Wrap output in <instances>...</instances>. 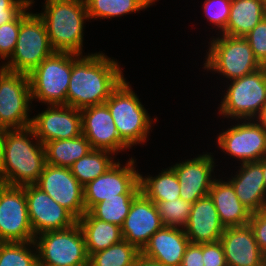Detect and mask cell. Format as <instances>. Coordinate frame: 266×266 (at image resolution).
I'll return each instance as SVG.
<instances>
[{
  "instance_id": "b9f144b4",
  "label": "cell",
  "mask_w": 266,
  "mask_h": 266,
  "mask_svg": "<svg viewBox=\"0 0 266 266\" xmlns=\"http://www.w3.org/2000/svg\"><path fill=\"white\" fill-rule=\"evenodd\" d=\"M134 266H165V265L158 261L145 257L140 253L139 256L136 258Z\"/></svg>"
},
{
  "instance_id": "f6af8a7d",
  "label": "cell",
  "mask_w": 266,
  "mask_h": 266,
  "mask_svg": "<svg viewBox=\"0 0 266 266\" xmlns=\"http://www.w3.org/2000/svg\"><path fill=\"white\" fill-rule=\"evenodd\" d=\"M262 165L263 178H264V189L266 192V157L258 161Z\"/></svg>"
},
{
  "instance_id": "5b68a950",
  "label": "cell",
  "mask_w": 266,
  "mask_h": 266,
  "mask_svg": "<svg viewBox=\"0 0 266 266\" xmlns=\"http://www.w3.org/2000/svg\"><path fill=\"white\" fill-rule=\"evenodd\" d=\"M35 1L20 14V29L13 54L2 68L29 75L44 59L55 51L52 48L43 20L31 9ZM30 11V12H28Z\"/></svg>"
},
{
  "instance_id": "d6a6232c",
  "label": "cell",
  "mask_w": 266,
  "mask_h": 266,
  "mask_svg": "<svg viewBox=\"0 0 266 266\" xmlns=\"http://www.w3.org/2000/svg\"><path fill=\"white\" fill-rule=\"evenodd\" d=\"M139 194H120V198H112L95 204L88 212L95 218L119 225H123L129 213L133 200Z\"/></svg>"
},
{
  "instance_id": "7402d4cb",
  "label": "cell",
  "mask_w": 266,
  "mask_h": 266,
  "mask_svg": "<svg viewBox=\"0 0 266 266\" xmlns=\"http://www.w3.org/2000/svg\"><path fill=\"white\" fill-rule=\"evenodd\" d=\"M189 243L184 229L164 226L150 237L141 254L165 266H180Z\"/></svg>"
},
{
  "instance_id": "d590c367",
  "label": "cell",
  "mask_w": 266,
  "mask_h": 266,
  "mask_svg": "<svg viewBox=\"0 0 266 266\" xmlns=\"http://www.w3.org/2000/svg\"><path fill=\"white\" fill-rule=\"evenodd\" d=\"M20 29V15L0 26V60H8L14 52Z\"/></svg>"
},
{
  "instance_id": "30bf717a",
  "label": "cell",
  "mask_w": 266,
  "mask_h": 266,
  "mask_svg": "<svg viewBox=\"0 0 266 266\" xmlns=\"http://www.w3.org/2000/svg\"><path fill=\"white\" fill-rule=\"evenodd\" d=\"M31 105L29 76L0 66V126L8 130L31 126Z\"/></svg>"
},
{
  "instance_id": "7c38bea8",
  "label": "cell",
  "mask_w": 266,
  "mask_h": 266,
  "mask_svg": "<svg viewBox=\"0 0 266 266\" xmlns=\"http://www.w3.org/2000/svg\"><path fill=\"white\" fill-rule=\"evenodd\" d=\"M237 122L217 135L220 150L237 158L240 164L266 157V129L256 119Z\"/></svg>"
},
{
  "instance_id": "6da1fadb",
  "label": "cell",
  "mask_w": 266,
  "mask_h": 266,
  "mask_svg": "<svg viewBox=\"0 0 266 266\" xmlns=\"http://www.w3.org/2000/svg\"><path fill=\"white\" fill-rule=\"evenodd\" d=\"M122 70L118 61L105 53H73L67 106L81 110L105 103L124 79Z\"/></svg>"
},
{
  "instance_id": "7a4b0ae2",
  "label": "cell",
  "mask_w": 266,
  "mask_h": 266,
  "mask_svg": "<svg viewBox=\"0 0 266 266\" xmlns=\"http://www.w3.org/2000/svg\"><path fill=\"white\" fill-rule=\"evenodd\" d=\"M45 164L44 144L36 138L31 126L7 131L0 165L3 184L35 185Z\"/></svg>"
},
{
  "instance_id": "d4e9b609",
  "label": "cell",
  "mask_w": 266,
  "mask_h": 266,
  "mask_svg": "<svg viewBox=\"0 0 266 266\" xmlns=\"http://www.w3.org/2000/svg\"><path fill=\"white\" fill-rule=\"evenodd\" d=\"M77 223L82 229L88 256L123 240L119 225L101 221L88 211L77 220Z\"/></svg>"
},
{
  "instance_id": "3957f363",
  "label": "cell",
  "mask_w": 266,
  "mask_h": 266,
  "mask_svg": "<svg viewBox=\"0 0 266 266\" xmlns=\"http://www.w3.org/2000/svg\"><path fill=\"white\" fill-rule=\"evenodd\" d=\"M39 17L43 20L55 52L82 55L85 20L89 21L85 0H44Z\"/></svg>"
},
{
  "instance_id": "4dcf8cb0",
  "label": "cell",
  "mask_w": 266,
  "mask_h": 266,
  "mask_svg": "<svg viewBox=\"0 0 266 266\" xmlns=\"http://www.w3.org/2000/svg\"><path fill=\"white\" fill-rule=\"evenodd\" d=\"M141 252L126 240L89 256L88 266H134Z\"/></svg>"
},
{
  "instance_id": "7dc6e473",
  "label": "cell",
  "mask_w": 266,
  "mask_h": 266,
  "mask_svg": "<svg viewBox=\"0 0 266 266\" xmlns=\"http://www.w3.org/2000/svg\"><path fill=\"white\" fill-rule=\"evenodd\" d=\"M151 5L155 3L157 0H147Z\"/></svg>"
},
{
  "instance_id": "ee69618b",
  "label": "cell",
  "mask_w": 266,
  "mask_h": 266,
  "mask_svg": "<svg viewBox=\"0 0 266 266\" xmlns=\"http://www.w3.org/2000/svg\"><path fill=\"white\" fill-rule=\"evenodd\" d=\"M256 120L266 129V106L261 110Z\"/></svg>"
},
{
  "instance_id": "ba28073f",
  "label": "cell",
  "mask_w": 266,
  "mask_h": 266,
  "mask_svg": "<svg viewBox=\"0 0 266 266\" xmlns=\"http://www.w3.org/2000/svg\"><path fill=\"white\" fill-rule=\"evenodd\" d=\"M73 65V53L54 52L28 76L32 101L45 105H67V90Z\"/></svg>"
},
{
  "instance_id": "836d02e7",
  "label": "cell",
  "mask_w": 266,
  "mask_h": 266,
  "mask_svg": "<svg viewBox=\"0 0 266 266\" xmlns=\"http://www.w3.org/2000/svg\"><path fill=\"white\" fill-rule=\"evenodd\" d=\"M192 203L178 198L170 201L157 202L160 218L164 226L184 229L192 209Z\"/></svg>"
},
{
  "instance_id": "e575fe53",
  "label": "cell",
  "mask_w": 266,
  "mask_h": 266,
  "mask_svg": "<svg viewBox=\"0 0 266 266\" xmlns=\"http://www.w3.org/2000/svg\"><path fill=\"white\" fill-rule=\"evenodd\" d=\"M232 0H205L203 3V14L210 24L217 27L221 34L227 26Z\"/></svg>"
},
{
  "instance_id": "ffe728a7",
  "label": "cell",
  "mask_w": 266,
  "mask_h": 266,
  "mask_svg": "<svg viewBox=\"0 0 266 266\" xmlns=\"http://www.w3.org/2000/svg\"><path fill=\"white\" fill-rule=\"evenodd\" d=\"M220 242L227 266H263L264 252L258 247L249 224L225 228Z\"/></svg>"
},
{
  "instance_id": "1f68e13d",
  "label": "cell",
  "mask_w": 266,
  "mask_h": 266,
  "mask_svg": "<svg viewBox=\"0 0 266 266\" xmlns=\"http://www.w3.org/2000/svg\"><path fill=\"white\" fill-rule=\"evenodd\" d=\"M38 253L34 241L0 242V266H37Z\"/></svg>"
},
{
  "instance_id": "c3c4849f",
  "label": "cell",
  "mask_w": 266,
  "mask_h": 266,
  "mask_svg": "<svg viewBox=\"0 0 266 266\" xmlns=\"http://www.w3.org/2000/svg\"><path fill=\"white\" fill-rule=\"evenodd\" d=\"M261 1L266 6V0H261Z\"/></svg>"
},
{
  "instance_id": "e0dca14e",
  "label": "cell",
  "mask_w": 266,
  "mask_h": 266,
  "mask_svg": "<svg viewBox=\"0 0 266 266\" xmlns=\"http://www.w3.org/2000/svg\"><path fill=\"white\" fill-rule=\"evenodd\" d=\"M211 154V152H206V154L203 152L202 155L170 166L178 177L181 199L193 204L208 195L216 179L212 176L216 163Z\"/></svg>"
},
{
  "instance_id": "7bdbcfd3",
  "label": "cell",
  "mask_w": 266,
  "mask_h": 266,
  "mask_svg": "<svg viewBox=\"0 0 266 266\" xmlns=\"http://www.w3.org/2000/svg\"><path fill=\"white\" fill-rule=\"evenodd\" d=\"M7 131L8 129H5L2 126H0V165H1L2 157H3L4 143H5Z\"/></svg>"
},
{
  "instance_id": "ac0fdd59",
  "label": "cell",
  "mask_w": 266,
  "mask_h": 266,
  "mask_svg": "<svg viewBox=\"0 0 266 266\" xmlns=\"http://www.w3.org/2000/svg\"><path fill=\"white\" fill-rule=\"evenodd\" d=\"M82 134L92 149L118 154L130 147L120 138L111 113L105 103L81 109Z\"/></svg>"
},
{
  "instance_id": "9c48e42d",
  "label": "cell",
  "mask_w": 266,
  "mask_h": 266,
  "mask_svg": "<svg viewBox=\"0 0 266 266\" xmlns=\"http://www.w3.org/2000/svg\"><path fill=\"white\" fill-rule=\"evenodd\" d=\"M38 263L43 266H88L85 238L78 223L70 228L41 233L34 239Z\"/></svg>"
},
{
  "instance_id": "44dd1931",
  "label": "cell",
  "mask_w": 266,
  "mask_h": 266,
  "mask_svg": "<svg viewBox=\"0 0 266 266\" xmlns=\"http://www.w3.org/2000/svg\"><path fill=\"white\" fill-rule=\"evenodd\" d=\"M184 230L190 243L193 244L220 241L225 227L222 225L215 204L209 195L193 203Z\"/></svg>"
},
{
  "instance_id": "277c9868",
  "label": "cell",
  "mask_w": 266,
  "mask_h": 266,
  "mask_svg": "<svg viewBox=\"0 0 266 266\" xmlns=\"http://www.w3.org/2000/svg\"><path fill=\"white\" fill-rule=\"evenodd\" d=\"M105 104L120 138L130 148L148 140L153 120L126 78L112 91Z\"/></svg>"
},
{
  "instance_id": "bcb514c9",
  "label": "cell",
  "mask_w": 266,
  "mask_h": 266,
  "mask_svg": "<svg viewBox=\"0 0 266 266\" xmlns=\"http://www.w3.org/2000/svg\"><path fill=\"white\" fill-rule=\"evenodd\" d=\"M263 266H266V252H264Z\"/></svg>"
},
{
  "instance_id": "5bb4252c",
  "label": "cell",
  "mask_w": 266,
  "mask_h": 266,
  "mask_svg": "<svg viewBox=\"0 0 266 266\" xmlns=\"http://www.w3.org/2000/svg\"><path fill=\"white\" fill-rule=\"evenodd\" d=\"M35 185L67 209L77 220L86 212L84 187L72 175L70 168L46 163Z\"/></svg>"
},
{
  "instance_id": "f546056e",
  "label": "cell",
  "mask_w": 266,
  "mask_h": 266,
  "mask_svg": "<svg viewBox=\"0 0 266 266\" xmlns=\"http://www.w3.org/2000/svg\"><path fill=\"white\" fill-rule=\"evenodd\" d=\"M88 17L92 19H112L123 15L147 10L151 4L147 0H85Z\"/></svg>"
},
{
  "instance_id": "74e56055",
  "label": "cell",
  "mask_w": 266,
  "mask_h": 266,
  "mask_svg": "<svg viewBox=\"0 0 266 266\" xmlns=\"http://www.w3.org/2000/svg\"><path fill=\"white\" fill-rule=\"evenodd\" d=\"M30 4L31 0H0V26L14 21Z\"/></svg>"
},
{
  "instance_id": "4316f807",
  "label": "cell",
  "mask_w": 266,
  "mask_h": 266,
  "mask_svg": "<svg viewBox=\"0 0 266 266\" xmlns=\"http://www.w3.org/2000/svg\"><path fill=\"white\" fill-rule=\"evenodd\" d=\"M44 148L47 164L67 168L92 150L83 134L76 138L46 142Z\"/></svg>"
},
{
  "instance_id": "8d00e7d4",
  "label": "cell",
  "mask_w": 266,
  "mask_h": 266,
  "mask_svg": "<svg viewBox=\"0 0 266 266\" xmlns=\"http://www.w3.org/2000/svg\"><path fill=\"white\" fill-rule=\"evenodd\" d=\"M255 58L266 66V17H264L247 35L244 36Z\"/></svg>"
},
{
  "instance_id": "d6986e66",
  "label": "cell",
  "mask_w": 266,
  "mask_h": 266,
  "mask_svg": "<svg viewBox=\"0 0 266 266\" xmlns=\"http://www.w3.org/2000/svg\"><path fill=\"white\" fill-rule=\"evenodd\" d=\"M163 227L156 204L141 192L133 200L121 226V233L124 240L141 252L150 237Z\"/></svg>"
},
{
  "instance_id": "8fae6325",
  "label": "cell",
  "mask_w": 266,
  "mask_h": 266,
  "mask_svg": "<svg viewBox=\"0 0 266 266\" xmlns=\"http://www.w3.org/2000/svg\"><path fill=\"white\" fill-rule=\"evenodd\" d=\"M136 160L128 159L126 165L120 161L111 166L105 173L84 186L85 210L89 211L95 204L112 198H120V194H140V173L135 166ZM122 166V167H121Z\"/></svg>"
},
{
  "instance_id": "52a82bcc",
  "label": "cell",
  "mask_w": 266,
  "mask_h": 266,
  "mask_svg": "<svg viewBox=\"0 0 266 266\" xmlns=\"http://www.w3.org/2000/svg\"><path fill=\"white\" fill-rule=\"evenodd\" d=\"M209 45L204 69L215 71L229 81L262 67L244 37L220 34L211 38Z\"/></svg>"
},
{
  "instance_id": "603a6c76",
  "label": "cell",
  "mask_w": 266,
  "mask_h": 266,
  "mask_svg": "<svg viewBox=\"0 0 266 266\" xmlns=\"http://www.w3.org/2000/svg\"><path fill=\"white\" fill-rule=\"evenodd\" d=\"M237 174L228 181L235 189L240 202L251 212L256 213L266 208V192L262 165L257 162L241 163Z\"/></svg>"
},
{
  "instance_id": "cb8c5ba5",
  "label": "cell",
  "mask_w": 266,
  "mask_h": 266,
  "mask_svg": "<svg viewBox=\"0 0 266 266\" xmlns=\"http://www.w3.org/2000/svg\"><path fill=\"white\" fill-rule=\"evenodd\" d=\"M225 228L249 224L251 212L240 202L232 184L222 178L215 179L208 193Z\"/></svg>"
},
{
  "instance_id": "8992f818",
  "label": "cell",
  "mask_w": 266,
  "mask_h": 266,
  "mask_svg": "<svg viewBox=\"0 0 266 266\" xmlns=\"http://www.w3.org/2000/svg\"><path fill=\"white\" fill-rule=\"evenodd\" d=\"M230 81L218 114L235 121L256 119L266 106V67Z\"/></svg>"
},
{
  "instance_id": "484cf974",
  "label": "cell",
  "mask_w": 266,
  "mask_h": 266,
  "mask_svg": "<svg viewBox=\"0 0 266 266\" xmlns=\"http://www.w3.org/2000/svg\"><path fill=\"white\" fill-rule=\"evenodd\" d=\"M264 17H266V6L261 0H232L229 20L221 34L244 37Z\"/></svg>"
},
{
  "instance_id": "4fadbf2b",
  "label": "cell",
  "mask_w": 266,
  "mask_h": 266,
  "mask_svg": "<svg viewBox=\"0 0 266 266\" xmlns=\"http://www.w3.org/2000/svg\"><path fill=\"white\" fill-rule=\"evenodd\" d=\"M23 187L0 186V242L34 241Z\"/></svg>"
},
{
  "instance_id": "f35d334b",
  "label": "cell",
  "mask_w": 266,
  "mask_h": 266,
  "mask_svg": "<svg viewBox=\"0 0 266 266\" xmlns=\"http://www.w3.org/2000/svg\"><path fill=\"white\" fill-rule=\"evenodd\" d=\"M204 266H227L224 248L220 241L202 243Z\"/></svg>"
},
{
  "instance_id": "60d3db41",
  "label": "cell",
  "mask_w": 266,
  "mask_h": 266,
  "mask_svg": "<svg viewBox=\"0 0 266 266\" xmlns=\"http://www.w3.org/2000/svg\"><path fill=\"white\" fill-rule=\"evenodd\" d=\"M202 244L189 243L180 266H204Z\"/></svg>"
},
{
  "instance_id": "2e32d148",
  "label": "cell",
  "mask_w": 266,
  "mask_h": 266,
  "mask_svg": "<svg viewBox=\"0 0 266 266\" xmlns=\"http://www.w3.org/2000/svg\"><path fill=\"white\" fill-rule=\"evenodd\" d=\"M32 117L31 127L42 143L76 138L82 134V115L79 109L67 105H48Z\"/></svg>"
},
{
  "instance_id": "ab89813d",
  "label": "cell",
  "mask_w": 266,
  "mask_h": 266,
  "mask_svg": "<svg viewBox=\"0 0 266 266\" xmlns=\"http://www.w3.org/2000/svg\"><path fill=\"white\" fill-rule=\"evenodd\" d=\"M249 226L253 230L258 247L266 252V208L251 214Z\"/></svg>"
},
{
  "instance_id": "f1b7e54d",
  "label": "cell",
  "mask_w": 266,
  "mask_h": 266,
  "mask_svg": "<svg viewBox=\"0 0 266 266\" xmlns=\"http://www.w3.org/2000/svg\"><path fill=\"white\" fill-rule=\"evenodd\" d=\"M113 155L115 154L110 151L92 149L87 155L73 163L70 167L72 175L84 187L117 162Z\"/></svg>"
},
{
  "instance_id": "83f0119b",
  "label": "cell",
  "mask_w": 266,
  "mask_h": 266,
  "mask_svg": "<svg viewBox=\"0 0 266 266\" xmlns=\"http://www.w3.org/2000/svg\"><path fill=\"white\" fill-rule=\"evenodd\" d=\"M168 168L162 169L161 173L154 177L151 175L146 177L140 173L141 192L155 204L180 198L178 177L171 167Z\"/></svg>"
},
{
  "instance_id": "9a60e30c",
  "label": "cell",
  "mask_w": 266,
  "mask_h": 266,
  "mask_svg": "<svg viewBox=\"0 0 266 266\" xmlns=\"http://www.w3.org/2000/svg\"><path fill=\"white\" fill-rule=\"evenodd\" d=\"M23 188L35 236L48 231L67 229L77 223V219L67 209L36 185H27Z\"/></svg>"
}]
</instances>
